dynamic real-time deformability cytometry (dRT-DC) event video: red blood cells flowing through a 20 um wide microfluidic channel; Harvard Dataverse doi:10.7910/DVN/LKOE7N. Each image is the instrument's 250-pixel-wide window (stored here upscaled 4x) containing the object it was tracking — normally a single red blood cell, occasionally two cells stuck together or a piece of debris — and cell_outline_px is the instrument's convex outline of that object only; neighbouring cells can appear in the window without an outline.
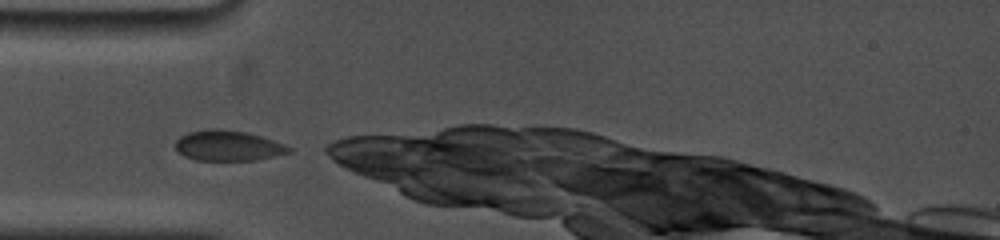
{"species": "common noctule bat (a hibernating species)", "species_latin": "Nyctalus noctula", "temperature_condition": "cold", "stored_images_in_passage": 57, "camera_frame_rate_fps": 5000, "um_per_image_px": 0.085, "animal": {"sex": "female", "body_mass_g": 19.0, "forearm_length_mm": 53.3}, "frame": {"image": 1, "passage_image": 1, "time_ms": 0.0, "image_size_px": [1000, 240], "cell_outline_px": [[292, 152], [256, 160], [196, 160], [184, 156], [176, 148], [176, 140], [180, 136], [188, 132], [208, 128], [216, 128], [244, 132], [260, 136], [284, 144], [292, 148]], "centroid_in_image_um": [19.38, 12.38], "position_along_channel_um": 65.6, "area_um2": 20.0}}
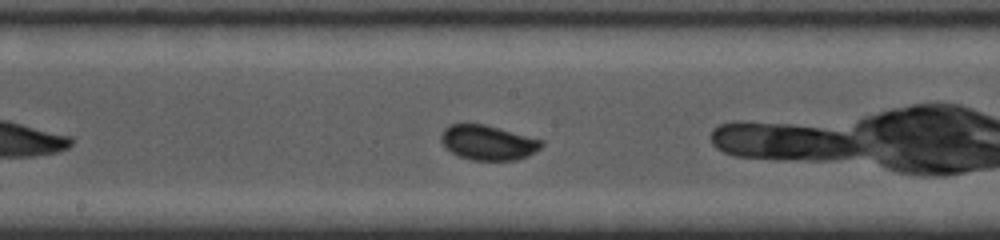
{"frame": {"image": 2, "passage_image": 17, "time_ms": 3.8, "image_size_px": [1000, 240], "cell_outline_px": [[544, 144], [540, 148], [528, 156], [516, 160], [472, 160], [460, 156], [444, 148], [440, 140], [440, 136], [444, 128], [448, 124], [484, 124], [544, 140]], "centroid_in_image_um": [41.46, 12.12], "position_along_channel_um": 206.7, "area_um2": 20.46}}
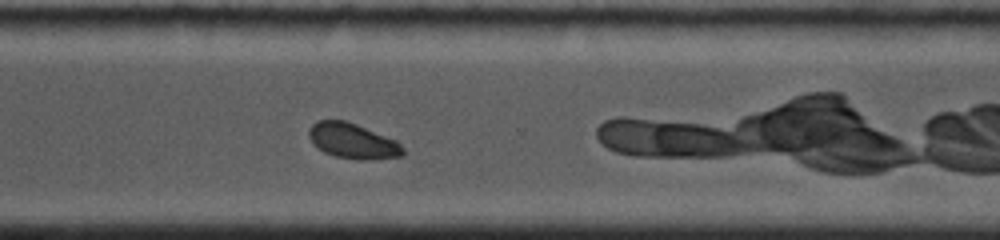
{"frame": {"image": 3, "passage_image": 31, "time_ms": 7.4, "image_size_px": [1000, 240], "cell_outline_px": [[404, 156], [364, 160], [336, 156], [324, 152], [312, 144], [308, 136], [308, 132], [312, 124], [320, 120], [344, 120], [356, 124], [396, 140], [404, 148]], "centroid_in_image_um": [29.97, 11.98], "position_along_channel_um": 340.6, "area_um2": 19.25}}